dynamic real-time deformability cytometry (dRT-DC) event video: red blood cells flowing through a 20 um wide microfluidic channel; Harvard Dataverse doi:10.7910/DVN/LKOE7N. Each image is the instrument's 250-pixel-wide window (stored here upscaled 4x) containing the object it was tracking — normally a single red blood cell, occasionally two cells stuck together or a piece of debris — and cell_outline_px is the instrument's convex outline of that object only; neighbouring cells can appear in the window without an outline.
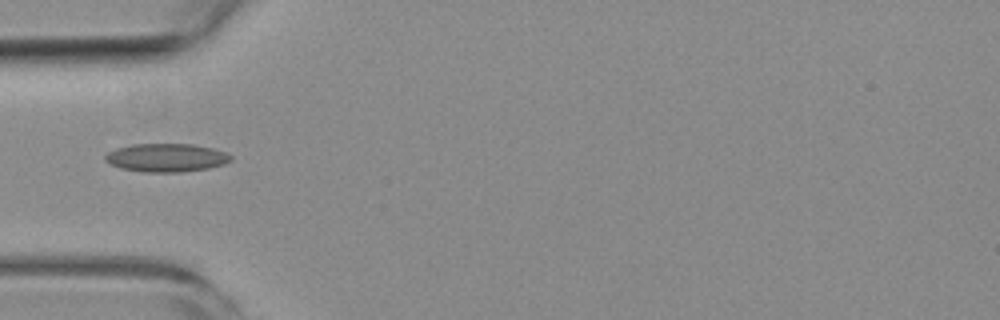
{"species": "common noctule bat (a hibernating species)", "species_latin": "Nyctalus noctula", "temperature_condition": "room temperature", "stored_images_in_passage": 2, "camera_frame_rate_fps": 3000, "um_per_image_px": 0.085, "animal": {"sex": "female", "body_mass_g": 19.3, "forearm_length_mm": 54.1}, "frame": {"image": 1, "passage_image": 2, "time_ms": 2.0, "image_size_px": [1000, 320], "cell_outline_px": [[232, 160], [224, 164], [208, 168], [180, 172], [144, 172], [120, 168], [104, 160], [104, 156], [108, 152], [116, 148], [132, 144], [192, 144], [212, 148], [224, 152], [232, 156]], "centroid_in_image_um": [14.12, 13.4], "position_along_channel_um": 70.9, "area_um2": 20.69}}